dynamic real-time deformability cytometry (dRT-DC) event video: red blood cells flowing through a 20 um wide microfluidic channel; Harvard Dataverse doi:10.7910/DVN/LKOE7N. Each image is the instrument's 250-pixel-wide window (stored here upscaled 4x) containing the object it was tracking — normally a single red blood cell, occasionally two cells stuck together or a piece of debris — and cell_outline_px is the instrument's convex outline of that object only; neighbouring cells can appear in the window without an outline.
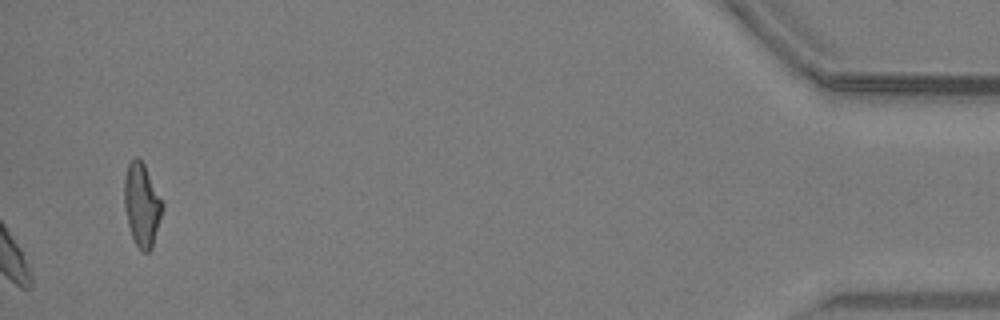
{"species": "common noctule bat (a hibernating species)", "species_latin": "Nyctalus noctula", "temperature_condition": "warm", "stored_images_in_passage": 41, "camera_frame_rate_fps": 3000, "um_per_image_px": 0.085, "animal": {"sex": "male", "body_mass_g": 19.2, "forearm_length_mm": 51.8}, "frame": {"image": 1, "passage_image": 41, "time_ms": 13.333, "image_size_px": [1000, 320], "cell_outline_px": [[164, 208], [152, 248], [148, 252], [144, 252], [136, 244], [132, 236], [128, 224], [124, 208], [124, 180], [128, 164], [136, 156], [144, 164], [164, 204]], "centroid_in_image_um": [12.06, 17.41], "position_along_channel_um": 423.1, "area_um2": 18.38}}